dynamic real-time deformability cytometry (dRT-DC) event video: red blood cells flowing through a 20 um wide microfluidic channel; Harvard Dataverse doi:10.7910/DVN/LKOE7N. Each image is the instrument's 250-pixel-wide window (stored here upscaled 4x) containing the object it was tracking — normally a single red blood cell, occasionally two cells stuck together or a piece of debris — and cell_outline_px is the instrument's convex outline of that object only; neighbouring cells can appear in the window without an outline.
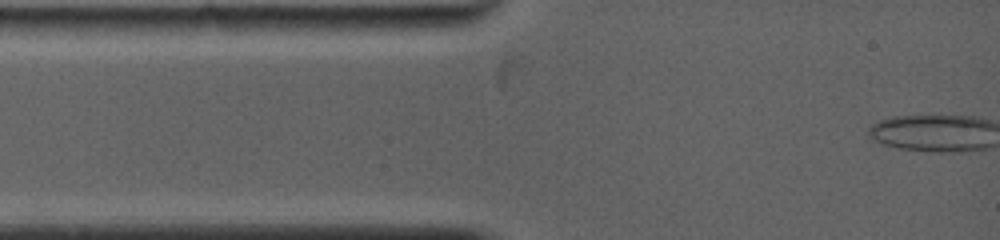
{"species": "common noctule bat (a hibernating species)", "species_latin": "Nyctalus noctula", "temperature_condition": "warm", "stored_images_in_passage": 2, "camera_frame_rate_fps": 5000, "um_per_image_px": 0.085, "animal": {"sex": "female", "body_mass_g": 19.0, "forearm_length_mm": 53.3}, "frame": {"image": 1, "passage_image": 1, "time_ms": 0.0, "image_size_px": [1000, 240], "cell_outline_px": [[460, 24], [392, 36], [340, 36], [332, 28], [360, 16], [452, 16], [460, 20]], "centroid_in_image_um": [33.37, 2.14], "position_along_channel_um": 51.6, "area_um2": 13.99}}